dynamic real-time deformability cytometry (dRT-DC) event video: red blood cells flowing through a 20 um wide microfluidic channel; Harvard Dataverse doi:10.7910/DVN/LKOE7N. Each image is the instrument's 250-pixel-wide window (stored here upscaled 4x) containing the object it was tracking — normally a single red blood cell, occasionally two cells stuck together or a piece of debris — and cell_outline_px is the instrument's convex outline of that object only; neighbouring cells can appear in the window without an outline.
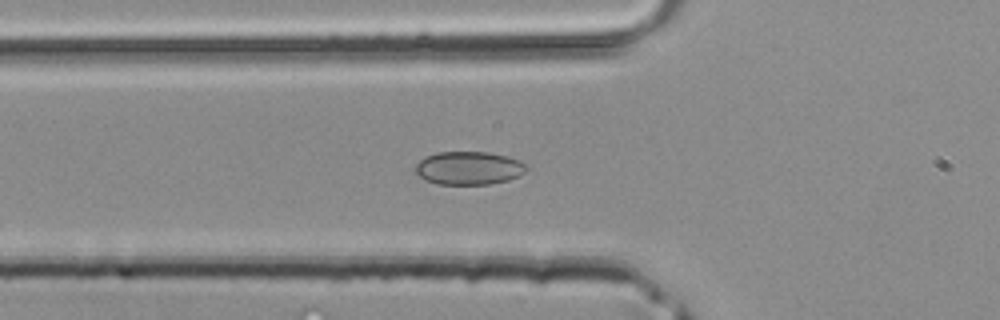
{"species": "common noctule bat (a hibernating species)", "species_latin": "Nyctalus noctula", "temperature_condition": "room temperature", "stored_images_in_passage": 41, "camera_frame_rate_fps": 3000, "um_per_image_px": 0.085, "animal": {"sex": "male", "body_mass_g": 20.4}, "frame": {"image": 1, "passage_image": 15, "time_ms": 4.667, "image_size_px": [1000, 320], "cell_outline_px": [[528, 168], [524, 172], [508, 180], [488, 184], [436, 184], [424, 180], [416, 172], [416, 164], [424, 156], [436, 152], [488, 152], [508, 156], [520, 160]], "centroid_in_image_um": [39.82, 14.28], "position_along_channel_um": 86.0, "area_um2": 21.5}}
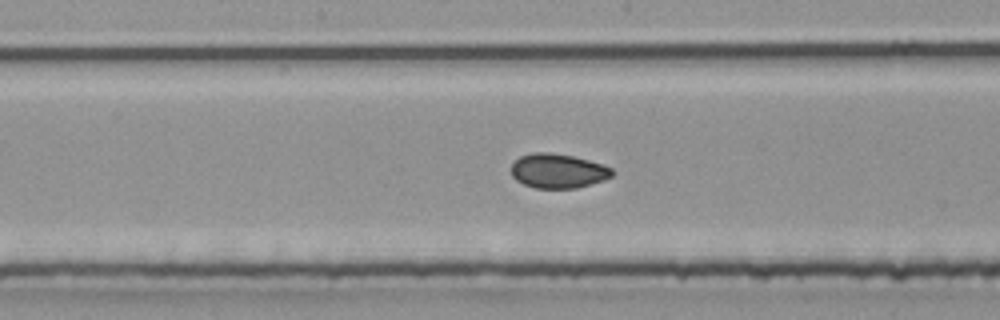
{"frame": {"image": 2, "passage_image": 22, "time_ms": 7.0, "image_size_px": [1000, 320], "cell_outline_px": [[612, 176], [604, 180], [576, 188], [536, 188], [524, 184], [516, 180], [512, 176], [512, 164], [520, 156], [532, 152], [548, 152], [572, 156], [588, 160], [612, 168]], "centroid_in_image_um": [47.41, 14.53], "position_along_channel_um": 200.8, "area_um2": 20.06}}
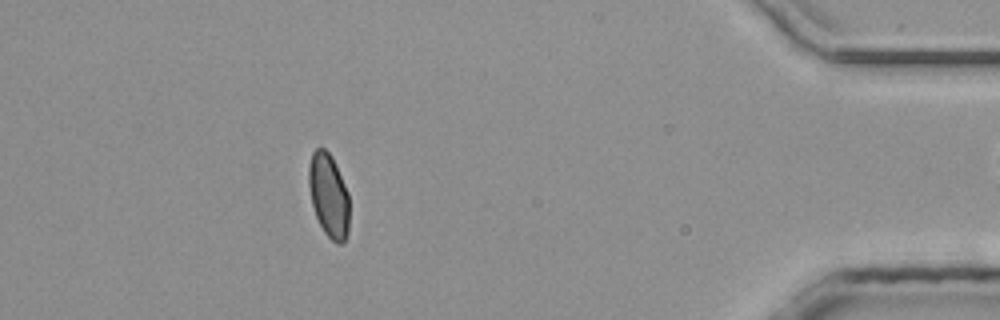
{"frame": {"image": 3, "passage_image": 38, "time_ms": 12.333, "image_size_px": [1000, 320], "cell_outline_px": [[348, 232], [344, 240], [340, 244], [336, 244], [324, 232], [316, 216], [312, 204], [308, 184], [308, 168], [312, 152], [316, 148], [324, 148], [332, 156], [348, 192]], "centroid_in_image_um": [27.92, 16.59], "position_along_channel_um": 407.3, "area_um2": 19.71}}